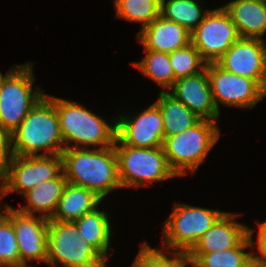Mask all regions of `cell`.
<instances>
[{
    "instance_id": "1",
    "label": "cell",
    "mask_w": 266,
    "mask_h": 267,
    "mask_svg": "<svg viewBox=\"0 0 266 267\" xmlns=\"http://www.w3.org/2000/svg\"><path fill=\"white\" fill-rule=\"evenodd\" d=\"M63 172L68 183L93 191L102 200L121 188L114 146L107 148H65Z\"/></svg>"
},
{
    "instance_id": "2",
    "label": "cell",
    "mask_w": 266,
    "mask_h": 267,
    "mask_svg": "<svg viewBox=\"0 0 266 267\" xmlns=\"http://www.w3.org/2000/svg\"><path fill=\"white\" fill-rule=\"evenodd\" d=\"M15 156L61 155L65 149L54 96L45 94L10 134ZM45 150L44 153L37 152ZM37 153V154H36Z\"/></svg>"
},
{
    "instance_id": "3",
    "label": "cell",
    "mask_w": 266,
    "mask_h": 267,
    "mask_svg": "<svg viewBox=\"0 0 266 267\" xmlns=\"http://www.w3.org/2000/svg\"><path fill=\"white\" fill-rule=\"evenodd\" d=\"M60 131L65 148H107L114 146L116 121L103 118L70 100L54 97ZM71 143H74L71 146ZM82 144V145H81ZM82 146V147H81Z\"/></svg>"
},
{
    "instance_id": "4",
    "label": "cell",
    "mask_w": 266,
    "mask_h": 267,
    "mask_svg": "<svg viewBox=\"0 0 266 267\" xmlns=\"http://www.w3.org/2000/svg\"><path fill=\"white\" fill-rule=\"evenodd\" d=\"M217 121L201 119L192 128L180 134L164 138L163 151L167 163L176 176L193 174L205 161L209 151L220 137Z\"/></svg>"
},
{
    "instance_id": "5",
    "label": "cell",
    "mask_w": 266,
    "mask_h": 267,
    "mask_svg": "<svg viewBox=\"0 0 266 267\" xmlns=\"http://www.w3.org/2000/svg\"><path fill=\"white\" fill-rule=\"evenodd\" d=\"M34 63L13 65L0 86V129L11 134L25 119L32 107L45 95L33 89ZM16 67V68H15Z\"/></svg>"
},
{
    "instance_id": "6",
    "label": "cell",
    "mask_w": 266,
    "mask_h": 267,
    "mask_svg": "<svg viewBox=\"0 0 266 267\" xmlns=\"http://www.w3.org/2000/svg\"><path fill=\"white\" fill-rule=\"evenodd\" d=\"M106 267V259L82 239L74 222L49 219L47 261L52 266Z\"/></svg>"
},
{
    "instance_id": "7",
    "label": "cell",
    "mask_w": 266,
    "mask_h": 267,
    "mask_svg": "<svg viewBox=\"0 0 266 267\" xmlns=\"http://www.w3.org/2000/svg\"><path fill=\"white\" fill-rule=\"evenodd\" d=\"M121 188L147 186L164 181L176 174L170 169L162 147L135 148L114 144Z\"/></svg>"
},
{
    "instance_id": "8",
    "label": "cell",
    "mask_w": 266,
    "mask_h": 267,
    "mask_svg": "<svg viewBox=\"0 0 266 267\" xmlns=\"http://www.w3.org/2000/svg\"><path fill=\"white\" fill-rule=\"evenodd\" d=\"M224 213L213 209L177 203L163 225V247L167 253L189 252Z\"/></svg>"
},
{
    "instance_id": "9",
    "label": "cell",
    "mask_w": 266,
    "mask_h": 267,
    "mask_svg": "<svg viewBox=\"0 0 266 267\" xmlns=\"http://www.w3.org/2000/svg\"><path fill=\"white\" fill-rule=\"evenodd\" d=\"M63 172L62 155H12L0 199L12 192L21 196L41 182L57 178Z\"/></svg>"
},
{
    "instance_id": "10",
    "label": "cell",
    "mask_w": 266,
    "mask_h": 267,
    "mask_svg": "<svg viewBox=\"0 0 266 267\" xmlns=\"http://www.w3.org/2000/svg\"><path fill=\"white\" fill-rule=\"evenodd\" d=\"M190 37L191 44L206 63H215L240 38L223 7L209 10Z\"/></svg>"
},
{
    "instance_id": "11",
    "label": "cell",
    "mask_w": 266,
    "mask_h": 267,
    "mask_svg": "<svg viewBox=\"0 0 266 267\" xmlns=\"http://www.w3.org/2000/svg\"><path fill=\"white\" fill-rule=\"evenodd\" d=\"M207 75L219 112V102L228 107L251 109L266 96V91L255 80L227 72L216 63H207Z\"/></svg>"
},
{
    "instance_id": "12",
    "label": "cell",
    "mask_w": 266,
    "mask_h": 267,
    "mask_svg": "<svg viewBox=\"0 0 266 267\" xmlns=\"http://www.w3.org/2000/svg\"><path fill=\"white\" fill-rule=\"evenodd\" d=\"M227 72L255 80L266 91V41L239 38L215 62Z\"/></svg>"
},
{
    "instance_id": "13",
    "label": "cell",
    "mask_w": 266,
    "mask_h": 267,
    "mask_svg": "<svg viewBox=\"0 0 266 267\" xmlns=\"http://www.w3.org/2000/svg\"><path fill=\"white\" fill-rule=\"evenodd\" d=\"M115 121L114 144H125L135 148L162 147L164 140L162 115L154 103L136 117L121 114Z\"/></svg>"
},
{
    "instance_id": "14",
    "label": "cell",
    "mask_w": 266,
    "mask_h": 267,
    "mask_svg": "<svg viewBox=\"0 0 266 267\" xmlns=\"http://www.w3.org/2000/svg\"><path fill=\"white\" fill-rule=\"evenodd\" d=\"M5 216L12 222L15 229L20 267L28 266L29 261H47L48 222L40 215H27L10 205H5Z\"/></svg>"
},
{
    "instance_id": "15",
    "label": "cell",
    "mask_w": 266,
    "mask_h": 267,
    "mask_svg": "<svg viewBox=\"0 0 266 267\" xmlns=\"http://www.w3.org/2000/svg\"><path fill=\"white\" fill-rule=\"evenodd\" d=\"M177 100L194 112L201 119L218 121L220 112L217 110L207 75V64L203 71L196 75L181 77L171 87Z\"/></svg>"
},
{
    "instance_id": "16",
    "label": "cell",
    "mask_w": 266,
    "mask_h": 267,
    "mask_svg": "<svg viewBox=\"0 0 266 267\" xmlns=\"http://www.w3.org/2000/svg\"><path fill=\"white\" fill-rule=\"evenodd\" d=\"M240 216L224 212L188 253H213L237 247L248 235L249 228L234 221Z\"/></svg>"
},
{
    "instance_id": "17",
    "label": "cell",
    "mask_w": 266,
    "mask_h": 267,
    "mask_svg": "<svg viewBox=\"0 0 266 267\" xmlns=\"http://www.w3.org/2000/svg\"><path fill=\"white\" fill-rule=\"evenodd\" d=\"M190 32L182 25L161 15L138 32L137 40L144 50L170 54L191 43Z\"/></svg>"
},
{
    "instance_id": "18",
    "label": "cell",
    "mask_w": 266,
    "mask_h": 267,
    "mask_svg": "<svg viewBox=\"0 0 266 267\" xmlns=\"http://www.w3.org/2000/svg\"><path fill=\"white\" fill-rule=\"evenodd\" d=\"M236 26L240 38L263 39L266 32V2L232 0L223 6Z\"/></svg>"
},
{
    "instance_id": "19",
    "label": "cell",
    "mask_w": 266,
    "mask_h": 267,
    "mask_svg": "<svg viewBox=\"0 0 266 267\" xmlns=\"http://www.w3.org/2000/svg\"><path fill=\"white\" fill-rule=\"evenodd\" d=\"M67 180L64 172L57 178H53L31 188L22 195L27 199V205L19 207V212L34 215L36 212L42 213L41 217L51 219L55 213L58 202L62 197Z\"/></svg>"
},
{
    "instance_id": "20",
    "label": "cell",
    "mask_w": 266,
    "mask_h": 267,
    "mask_svg": "<svg viewBox=\"0 0 266 267\" xmlns=\"http://www.w3.org/2000/svg\"><path fill=\"white\" fill-rule=\"evenodd\" d=\"M102 199L93 191L67 182L52 220L74 222L98 207Z\"/></svg>"
},
{
    "instance_id": "21",
    "label": "cell",
    "mask_w": 266,
    "mask_h": 267,
    "mask_svg": "<svg viewBox=\"0 0 266 267\" xmlns=\"http://www.w3.org/2000/svg\"><path fill=\"white\" fill-rule=\"evenodd\" d=\"M154 104L159 108L162 115L164 138L180 134L192 128L201 120L167 90H161Z\"/></svg>"
},
{
    "instance_id": "22",
    "label": "cell",
    "mask_w": 266,
    "mask_h": 267,
    "mask_svg": "<svg viewBox=\"0 0 266 267\" xmlns=\"http://www.w3.org/2000/svg\"><path fill=\"white\" fill-rule=\"evenodd\" d=\"M252 228H249V235L237 246L225 251L213 253H188L195 267H254L253 252H244L253 246Z\"/></svg>"
},
{
    "instance_id": "23",
    "label": "cell",
    "mask_w": 266,
    "mask_h": 267,
    "mask_svg": "<svg viewBox=\"0 0 266 267\" xmlns=\"http://www.w3.org/2000/svg\"><path fill=\"white\" fill-rule=\"evenodd\" d=\"M82 239L91 244L106 260L110 244L111 225L108 214L95 208L74 221Z\"/></svg>"
},
{
    "instance_id": "24",
    "label": "cell",
    "mask_w": 266,
    "mask_h": 267,
    "mask_svg": "<svg viewBox=\"0 0 266 267\" xmlns=\"http://www.w3.org/2000/svg\"><path fill=\"white\" fill-rule=\"evenodd\" d=\"M208 10L203 11L196 0H161L160 15L182 25L190 33L203 21Z\"/></svg>"
},
{
    "instance_id": "25",
    "label": "cell",
    "mask_w": 266,
    "mask_h": 267,
    "mask_svg": "<svg viewBox=\"0 0 266 267\" xmlns=\"http://www.w3.org/2000/svg\"><path fill=\"white\" fill-rule=\"evenodd\" d=\"M132 65L165 89H171L176 80L168 53L146 50L145 57Z\"/></svg>"
},
{
    "instance_id": "26",
    "label": "cell",
    "mask_w": 266,
    "mask_h": 267,
    "mask_svg": "<svg viewBox=\"0 0 266 267\" xmlns=\"http://www.w3.org/2000/svg\"><path fill=\"white\" fill-rule=\"evenodd\" d=\"M116 18L140 22L145 26L160 16L161 0H114Z\"/></svg>"
},
{
    "instance_id": "27",
    "label": "cell",
    "mask_w": 266,
    "mask_h": 267,
    "mask_svg": "<svg viewBox=\"0 0 266 267\" xmlns=\"http://www.w3.org/2000/svg\"><path fill=\"white\" fill-rule=\"evenodd\" d=\"M169 56L176 79L196 75L203 71L207 64L191 43L171 52Z\"/></svg>"
},
{
    "instance_id": "28",
    "label": "cell",
    "mask_w": 266,
    "mask_h": 267,
    "mask_svg": "<svg viewBox=\"0 0 266 267\" xmlns=\"http://www.w3.org/2000/svg\"><path fill=\"white\" fill-rule=\"evenodd\" d=\"M0 206V261L6 267H20V254L12 222L1 213Z\"/></svg>"
},
{
    "instance_id": "29",
    "label": "cell",
    "mask_w": 266,
    "mask_h": 267,
    "mask_svg": "<svg viewBox=\"0 0 266 267\" xmlns=\"http://www.w3.org/2000/svg\"><path fill=\"white\" fill-rule=\"evenodd\" d=\"M140 251L155 265V267H186V264H190V267H195L188 252L171 251L170 256L172 258H169L167 253L163 252V248L158 250L151 248L146 241L141 243Z\"/></svg>"
},
{
    "instance_id": "30",
    "label": "cell",
    "mask_w": 266,
    "mask_h": 267,
    "mask_svg": "<svg viewBox=\"0 0 266 267\" xmlns=\"http://www.w3.org/2000/svg\"><path fill=\"white\" fill-rule=\"evenodd\" d=\"M11 156L10 134L0 129V187L5 182Z\"/></svg>"
},
{
    "instance_id": "31",
    "label": "cell",
    "mask_w": 266,
    "mask_h": 267,
    "mask_svg": "<svg viewBox=\"0 0 266 267\" xmlns=\"http://www.w3.org/2000/svg\"><path fill=\"white\" fill-rule=\"evenodd\" d=\"M258 233H257V241L256 244L253 245L256 246L258 249V255H254L253 253V266L254 267H266V221L263 223H258Z\"/></svg>"
},
{
    "instance_id": "32",
    "label": "cell",
    "mask_w": 266,
    "mask_h": 267,
    "mask_svg": "<svg viewBox=\"0 0 266 267\" xmlns=\"http://www.w3.org/2000/svg\"><path fill=\"white\" fill-rule=\"evenodd\" d=\"M131 267H155V265L139 250Z\"/></svg>"
},
{
    "instance_id": "33",
    "label": "cell",
    "mask_w": 266,
    "mask_h": 267,
    "mask_svg": "<svg viewBox=\"0 0 266 267\" xmlns=\"http://www.w3.org/2000/svg\"><path fill=\"white\" fill-rule=\"evenodd\" d=\"M5 76H3V74L0 72V86H1V82L4 79Z\"/></svg>"
},
{
    "instance_id": "34",
    "label": "cell",
    "mask_w": 266,
    "mask_h": 267,
    "mask_svg": "<svg viewBox=\"0 0 266 267\" xmlns=\"http://www.w3.org/2000/svg\"><path fill=\"white\" fill-rule=\"evenodd\" d=\"M0 267H6V266L3 265V263L0 261Z\"/></svg>"
}]
</instances>
